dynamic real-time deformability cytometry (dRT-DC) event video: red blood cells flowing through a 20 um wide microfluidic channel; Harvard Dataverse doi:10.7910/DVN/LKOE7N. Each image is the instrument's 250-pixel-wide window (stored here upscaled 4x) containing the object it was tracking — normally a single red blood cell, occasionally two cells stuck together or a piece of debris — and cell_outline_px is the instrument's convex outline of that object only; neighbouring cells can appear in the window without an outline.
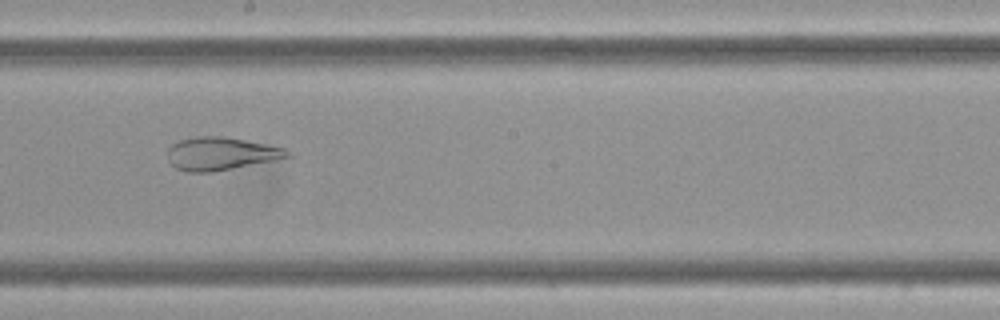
{"species": "Egyptian fruit bat (a non-hibernating species)", "species_latin": "Rousettus aegyptiacus", "temperature_condition": "cold", "stored_images_in_passage": 9, "camera_frame_rate_fps": 3000, "um_per_image_px": 0.085, "frame": {"image": 1, "passage_image": 8, "time_ms": 2.333, "image_size_px": [1000, 320], "cell_outline_px": [[296, 156], [212, 172], [188, 172], [176, 168], [168, 160], [168, 148], [172, 144], [180, 140], [196, 136], [224, 136], [284, 148], [292, 152]], "centroid_in_image_um": [18.79, 13.06], "position_along_channel_um": 229.4, "area_um2": 23.0}}